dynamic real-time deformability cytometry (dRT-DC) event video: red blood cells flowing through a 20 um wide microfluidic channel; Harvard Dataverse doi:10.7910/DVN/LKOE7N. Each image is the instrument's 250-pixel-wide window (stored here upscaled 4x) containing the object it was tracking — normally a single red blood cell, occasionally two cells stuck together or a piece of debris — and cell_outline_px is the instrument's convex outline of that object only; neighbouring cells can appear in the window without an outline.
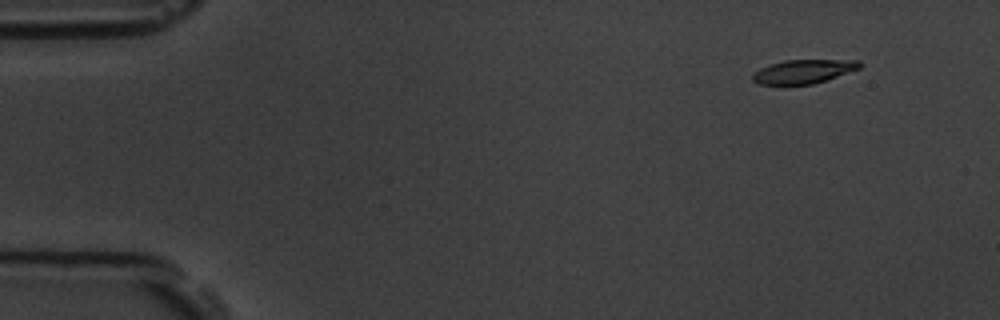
{"species": "common noctule bat (a hibernating species)", "species_latin": "Nyctalus noctula", "temperature_condition": "room temperature", "stored_images_in_passage": 6, "camera_frame_rate_fps": 3000, "um_per_image_px": 0.085, "animal": {"sex": "male", "body_mass_g": 19.5, "forearm_length_mm": 54.6}, "frame": {"image": 1, "passage_image": 2, "time_ms": 1.333, "image_size_px": [1000, 320], "cell_outline_px": [[864, 64], [860, 68], [812, 84], [756, 84], [752, 80], [752, 76], [760, 68], [768, 64], [784, 60], [860, 60]], "centroid_in_image_um": [68.29, 6.06], "position_along_channel_um": 16.7, "area_um2": 14.74}}
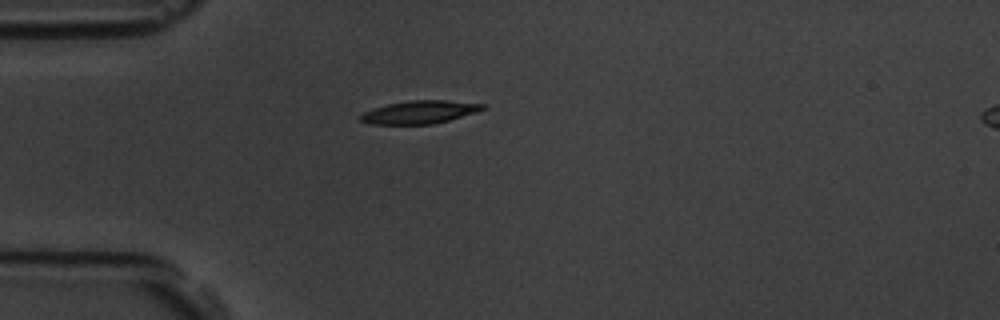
{"frame": {"image": 2, "passage_image": 5, "time_ms": 4.667, "image_size_px": [1000, 320], "cell_outline_px": [[484, 108], [476, 112], [448, 120], [432, 124], [372, 124], [360, 120], [356, 116], [364, 112], [388, 104], [408, 100], [448, 100], [484, 104]], "centroid_in_image_um": [35.63, 9.53], "position_along_channel_um": 49.4, "area_um2": 16.18}}